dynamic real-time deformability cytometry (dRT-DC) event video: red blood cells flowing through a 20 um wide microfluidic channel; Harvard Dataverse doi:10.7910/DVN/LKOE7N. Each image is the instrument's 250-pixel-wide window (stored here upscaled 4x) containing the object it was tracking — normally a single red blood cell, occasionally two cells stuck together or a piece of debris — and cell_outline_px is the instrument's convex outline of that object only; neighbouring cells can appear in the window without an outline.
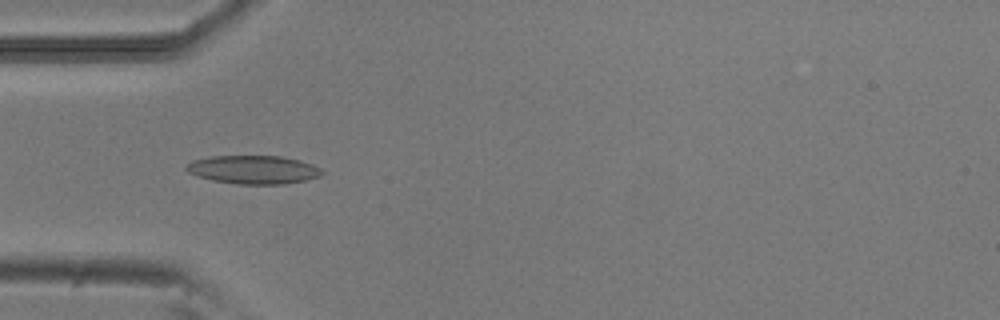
{"species": "common noctule bat (a hibernating species)", "species_latin": "Nyctalus noctula", "temperature_condition": "room temperature", "stored_images_in_passage": 5, "camera_frame_rate_fps": 3000, "um_per_image_px": 0.085, "animal": {"sex": "male", "body_mass_g": 20.5, "forearm_length_mm": 52.5}, "frame": {"image": 1, "passage_image": 4, "time_ms": 1.0, "image_size_px": [1000, 320], "cell_outline_px": [[324, 172], [320, 176], [304, 180], [284, 184], [236, 184], [212, 180], [196, 176], [188, 172], [184, 168], [184, 164], [192, 160], [212, 156], [280, 156], [300, 160], [312, 164], [320, 168]], "centroid_in_image_um": [21.49, 14.42], "position_along_channel_um": 63.5, "area_um2": 22.6}}
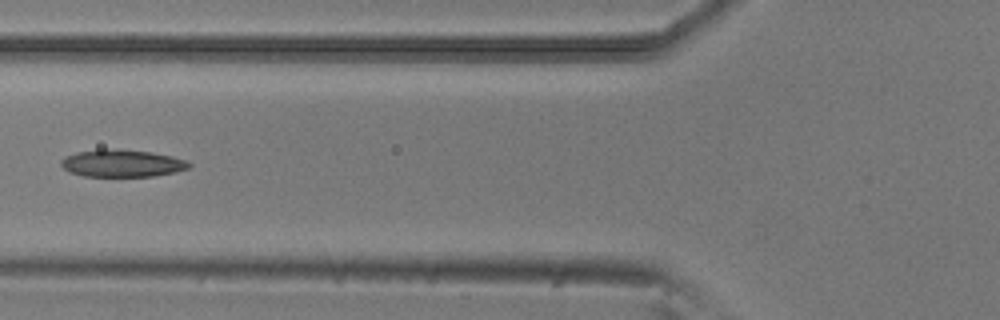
{"frame": {"image": 2, "passage_image": 5, "time_ms": 1.333, "image_size_px": [1000, 320], "cell_outline_px": [[192, 164], [188, 168], [172, 172], [152, 176], [84, 176], [68, 172], [60, 164], [60, 160], [64, 156], [76, 152], [100, 148], [116, 148], [152, 152], [172, 156], [184, 160]], "centroid_in_image_um": [10.3, 13.86], "position_along_channel_um": 115.5, "area_um2": 20.52}}